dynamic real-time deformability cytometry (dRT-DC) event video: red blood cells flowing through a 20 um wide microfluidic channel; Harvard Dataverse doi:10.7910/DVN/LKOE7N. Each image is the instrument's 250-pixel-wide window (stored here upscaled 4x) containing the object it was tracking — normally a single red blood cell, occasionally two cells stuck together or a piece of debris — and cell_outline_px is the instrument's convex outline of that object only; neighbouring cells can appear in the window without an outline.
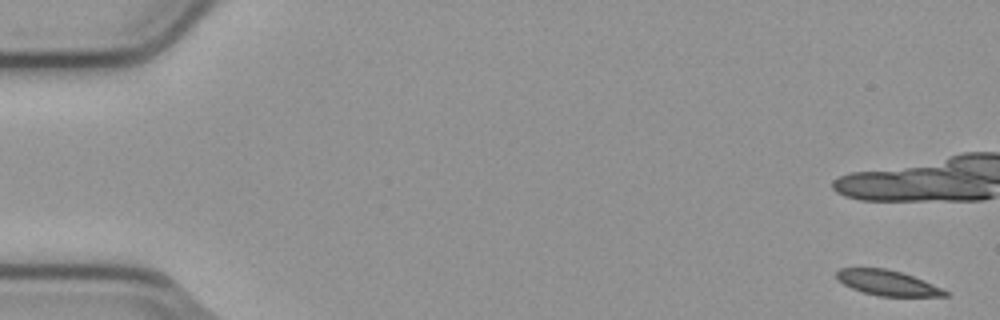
{"species": "common noctule bat (a hibernating species)", "species_latin": "Nyctalus noctula", "temperature_condition": "cold", "stored_images_in_passage": 10, "camera_frame_rate_fps": 3000, "um_per_image_px": 0.085, "animal": {"sex": "male", "body_mass_g": 23.1, "forearm_length_mm": 52.7}, "frame": {"image": 1, "passage_image": 1, "time_ms": 0.0, "image_size_px": [1000, 320], "cell_outline_px": [[948, 296], [880, 296], [864, 292], [852, 288], [836, 280], [836, 272], [840, 268], [884, 268], [900, 272], [924, 280], [948, 292]], "centroid_in_image_um": [75.4, 24.04], "position_along_channel_um": 9.6, "area_um2": 15.72}}
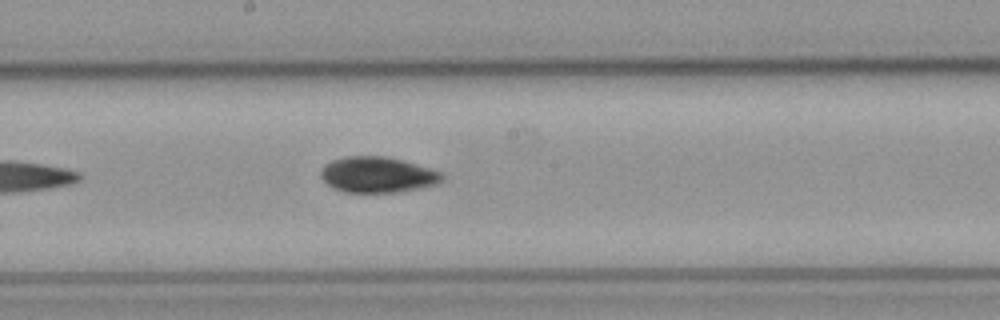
{"frame": {"image": 2, "passage_image": 10, "time_ms": 3.0, "image_size_px": [1000, 320], "cell_outline_px": [[444, 180], [436, 184], [420, 188], [396, 192], [344, 192], [332, 188], [320, 176], [320, 172], [324, 164], [332, 160], [344, 156], [388, 156], [404, 160], [432, 168], [444, 172]], "centroid_in_image_um": [32.12, 14.84], "position_along_channel_um": 216.1, "area_um2": 25.66}}